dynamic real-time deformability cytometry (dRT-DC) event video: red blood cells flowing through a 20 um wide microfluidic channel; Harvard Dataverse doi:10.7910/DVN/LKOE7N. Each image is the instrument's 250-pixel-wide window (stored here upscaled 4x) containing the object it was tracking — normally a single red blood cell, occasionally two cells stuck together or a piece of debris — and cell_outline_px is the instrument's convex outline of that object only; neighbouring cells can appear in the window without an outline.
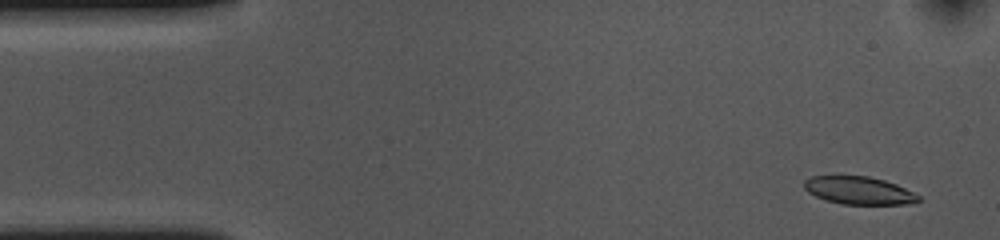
{"species": "common noctule bat (a hibernating species)", "species_latin": "Nyctalus noctula", "temperature_condition": "cold", "stored_images_in_passage": 53, "camera_frame_rate_fps": 3000, "um_per_image_px": 0.085, "animal": {"sex": "female", "body_mass_g": 10.0, "forearm_length_mm": 53.1}, "frame": {"image": 1, "passage_image": 3, "time_ms": 0.667, "image_size_px": [1000, 240], "cell_outline_px": [[920, 200], [916, 204], [840, 204], [816, 196], [808, 192], [804, 188], [804, 180], [812, 176], [868, 176], [884, 180], [896, 184], [920, 196]], "centroid_in_image_um": [73.02, 16.19], "position_along_channel_um": 12.0, "area_um2": 18.44}}
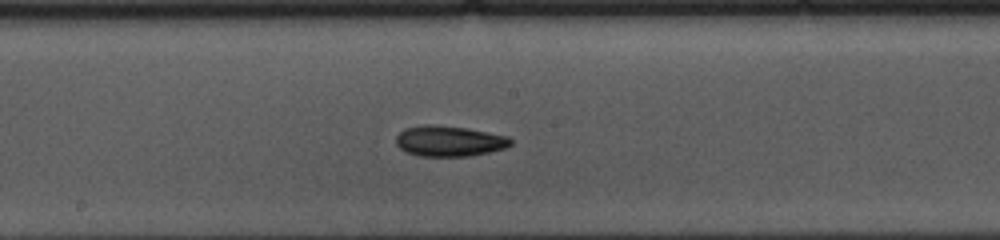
{"frame": {"image": 2, "passage_image": 27, "time_ms": 8.667, "image_size_px": [1000, 240], "cell_outline_px": [[512, 144], [504, 148], [488, 152], [468, 156], [420, 156], [408, 152], [400, 148], [396, 144], [396, 136], [404, 128], [424, 124], [432, 124], [468, 128], [508, 136], [512, 140]], "centroid_in_image_um": [38.17, 11.98], "position_along_channel_um": 210.0, "area_um2": 20.46}}
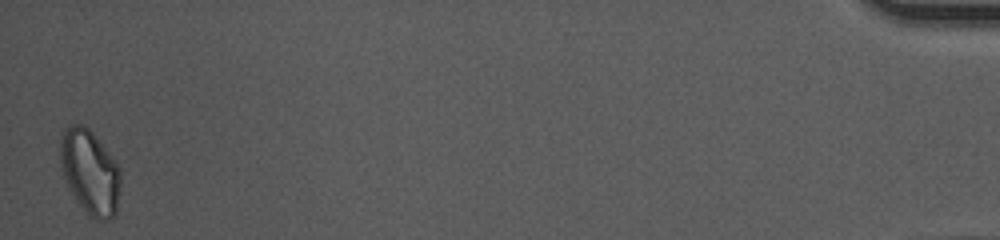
{"frame": {"image": 3, "passage_image": 53, "time_ms": 17.333, "image_size_px": [1000, 240], "cell_outline_px": [[120, 184], [116, 212], [108, 220], [96, 220], [88, 216], [68, 188], [60, 168], [60, 136], [64, 128], [68, 124], [80, 124], [88, 128], [92, 132], [116, 160], [120, 168]], "centroid_in_image_um": [7.63, 14.6], "position_along_channel_um": 427.6, "area_um2": 30.06}, "authors_computed_cell_mechanics": {"area_um2": 20.23, "velocity_mm_per_s": 3.6465, "shape_relaxation_time_tau1_ms": 2.8953, "shape_relaxation_time_tau2_ms": 5.9524, "deformation_change_tau1": 0.1102, "deformation_change_tau2": 0.1224}}